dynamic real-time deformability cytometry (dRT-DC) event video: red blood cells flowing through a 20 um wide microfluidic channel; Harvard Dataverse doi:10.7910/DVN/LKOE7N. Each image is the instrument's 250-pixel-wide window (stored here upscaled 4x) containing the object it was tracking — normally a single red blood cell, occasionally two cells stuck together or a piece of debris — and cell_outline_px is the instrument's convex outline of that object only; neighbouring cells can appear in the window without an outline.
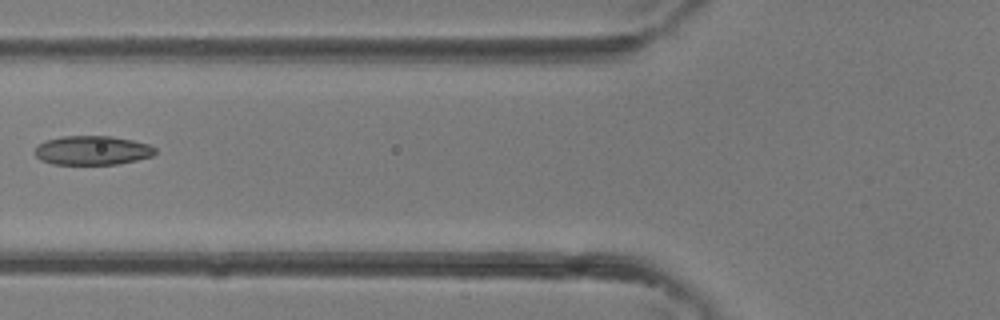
{"species": "common noctule bat (a hibernating species)", "species_latin": "Nyctalus noctula", "temperature_condition": "room temperature", "stored_images_in_passage": 5, "camera_frame_rate_fps": 3000, "um_per_image_px": 0.085, "animal": {"sex": "female"}, "frame": {"image": 1, "passage_image": 5, "time_ms": 1.333, "image_size_px": [1000, 320], "cell_outline_px": [[156, 152], [152, 156], [120, 164], [52, 164], [40, 160], [32, 152], [44, 140], [64, 136], [112, 136], [132, 140], [148, 144], [156, 148]], "centroid_in_image_um": [7.83, 12.78], "position_along_channel_um": 118.0, "area_um2": 20.52}}